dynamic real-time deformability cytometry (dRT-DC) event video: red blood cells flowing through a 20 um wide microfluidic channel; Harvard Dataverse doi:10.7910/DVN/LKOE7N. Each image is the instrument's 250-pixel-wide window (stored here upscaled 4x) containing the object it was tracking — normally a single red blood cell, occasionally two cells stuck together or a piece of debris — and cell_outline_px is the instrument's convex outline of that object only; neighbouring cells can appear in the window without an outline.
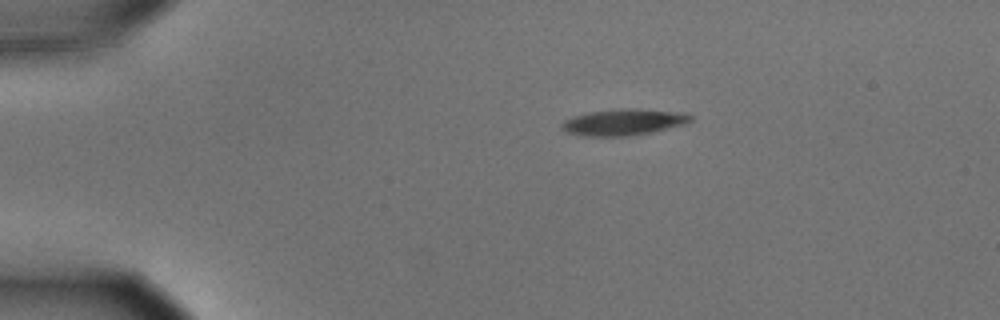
{"species": "common noctule bat (a hibernating species)", "species_latin": "Nyctalus noctula", "temperature_condition": "cold", "stored_images_in_passage": 47, "camera_frame_rate_fps": 3000, "um_per_image_px": 0.085, "animal": {"sex": "male", "body_mass_g": 15.6}, "frame": {"image": 1, "passage_image": 1, "time_ms": 0.0, "image_size_px": [1000, 320], "cell_outline_px": [[692, 120], [684, 124], [652, 132], [620, 136], [588, 136], [568, 132], [560, 128], [560, 124], [564, 120], [572, 116], [588, 112], [620, 108], [636, 108], [684, 112], [692, 116]], "centroid_in_image_um": [53.0, 10.36], "position_along_channel_um": 32.0, "area_um2": 19.77}}
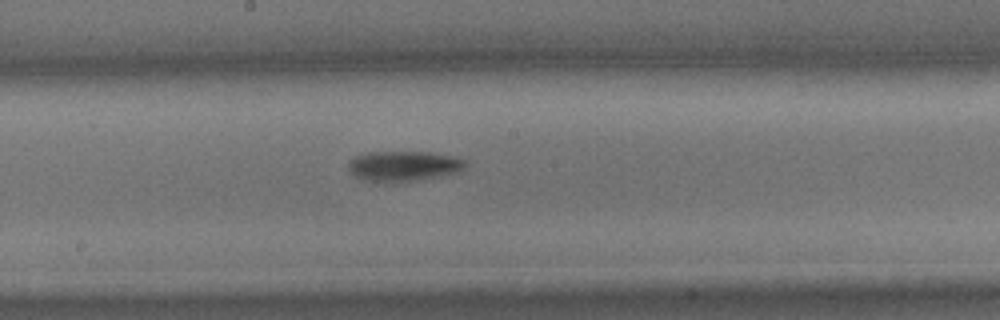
{"frame": {"image": 2, "passage_image": 21, "time_ms": 6.667, "image_size_px": [1000, 320], "cell_outline_px": [[468, 164], [464, 168], [456, 172], [440, 176], [416, 180], [364, 180], [356, 176], [348, 168], [348, 160], [352, 156], [368, 152], [432, 152], [452, 156], [464, 160]], "centroid_in_image_um": [34.3, 14.07], "position_along_channel_um": 213.9, "area_um2": 20.17}}
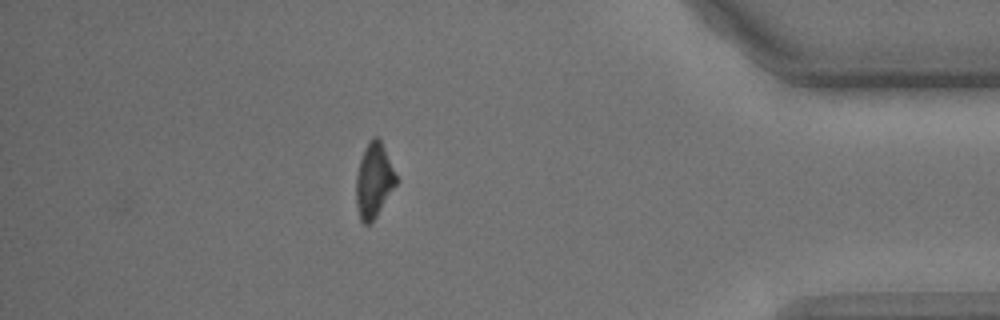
{"frame": {"image": 3, "passage_image": 40, "time_ms": 13.0, "image_size_px": [1000, 320], "cell_outline_px": [[400, 180], [376, 216], [368, 224], [364, 224], [360, 220], [356, 204], [356, 176], [360, 160], [364, 148], [368, 140], [372, 136], [376, 136], [380, 140]], "centroid_in_image_um": [31.79, 15.32], "position_along_channel_um": 403.4, "area_um2": 17.57}, "authors_computed_cell_mechanics": {"area_um2": 19.1896, "velocity_mm_per_s": 3.553, "shape_relaxation_time_tau1_ms": 2.4551, "shape_relaxation_time_tau2_ms": null, "deformation_change_tau1": 0.1156, "deformation_change_tau2": null}}